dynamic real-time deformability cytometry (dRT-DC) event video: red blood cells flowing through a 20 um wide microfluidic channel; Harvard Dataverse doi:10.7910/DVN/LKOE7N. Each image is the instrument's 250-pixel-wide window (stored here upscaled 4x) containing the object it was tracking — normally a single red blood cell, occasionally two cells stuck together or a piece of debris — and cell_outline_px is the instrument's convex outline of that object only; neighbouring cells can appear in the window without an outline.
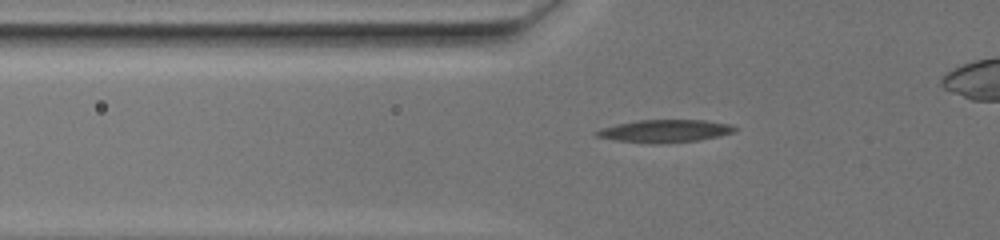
{"species": "common noctule bat (a hibernating species)", "species_latin": "Nyctalus noctula", "temperature_condition": "warm", "stored_images_in_passage": 40, "camera_frame_rate_fps": 3000, "um_per_image_px": 0.085, "animal": {"sex": "female", "body_mass_g": 19.5, "forearm_length_mm": 54.1}, "frame": {"image": 1, "passage_image": 2, "time_ms": 0.333, "image_size_px": [1000, 240], "cell_outline_px": [[736, 128], [732, 132], [720, 136], [696, 140], [656, 144], [616, 140], [596, 136], [596, 132], [600, 128], [616, 124], [640, 120], [704, 120], [732, 124]], "centroid_in_image_um": [56.52, 11.13], "position_along_channel_um": 69.3, "area_um2": 18.03}}
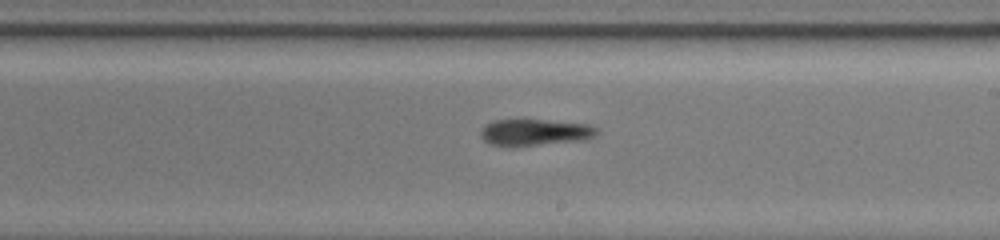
{"frame": {"image": 2, "passage_image": 20, "time_ms": 6.333, "image_size_px": [1000, 240], "cell_outline_px": [[600, 132], [596, 136], [584, 140], [512, 148], [508, 148], [488, 144], [480, 136], [480, 132], [484, 124], [496, 120], [548, 120], [588, 124], [596, 128]], "centroid_in_image_um": [45.43, 11.28], "position_along_channel_um": 243.6, "area_um2": 18.55}}
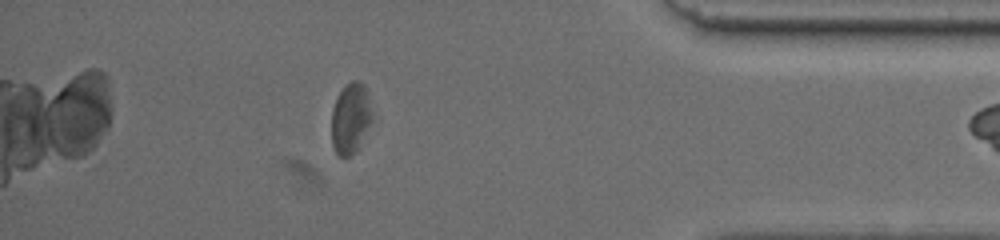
{"frame": {"image": 3, "passage_image": 39, "time_ms": 12.667, "image_size_px": [1000, 240], "cell_outline_px": [[372, 120], [356, 152], [348, 156], [340, 156], [336, 152], [332, 144], [332, 108], [344, 84], [352, 80], [360, 80], [364, 84], [368, 92], [372, 112]], "centroid_in_image_um": [29.81, 10.01], "position_along_channel_um": 405.4, "area_um2": 16.82}}